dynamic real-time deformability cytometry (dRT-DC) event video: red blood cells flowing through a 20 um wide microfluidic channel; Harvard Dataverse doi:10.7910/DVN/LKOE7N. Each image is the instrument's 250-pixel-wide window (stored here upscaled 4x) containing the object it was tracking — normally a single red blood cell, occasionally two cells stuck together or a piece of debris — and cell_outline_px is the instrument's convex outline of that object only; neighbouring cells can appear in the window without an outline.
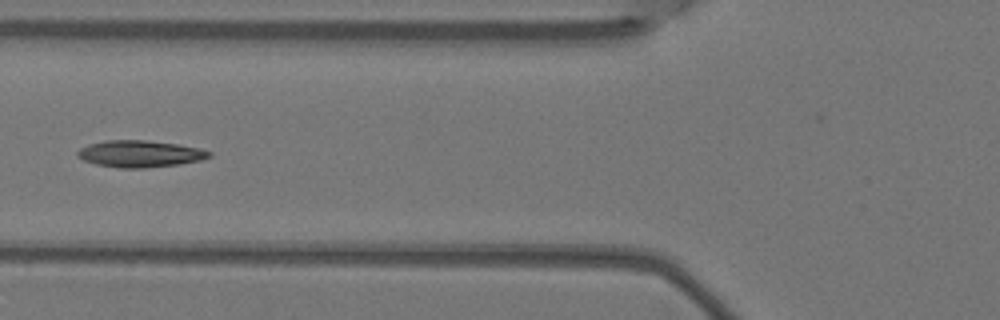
{"species": "Egyptian fruit bat (a non-hibernating species)", "species_latin": "Rousettus aegyptiacus", "temperature_condition": "warm", "stored_images_in_passage": 9, "camera_frame_rate_fps": 3000, "um_per_image_px": 0.085, "animal": {"sex": "female"}, "frame": {"image": 1, "passage_image": 6, "time_ms": 1.667, "image_size_px": [1000, 320], "cell_outline_px": [[212, 156], [200, 160], [180, 164], [144, 168], [120, 168], [96, 164], [84, 160], [76, 156], [76, 152], [80, 148], [88, 144], [104, 140], [144, 140], [176, 144], [196, 148], [212, 152]], "centroid_in_image_um": [11.85, 13.07], "position_along_channel_um": 113.9, "area_um2": 20.46}}
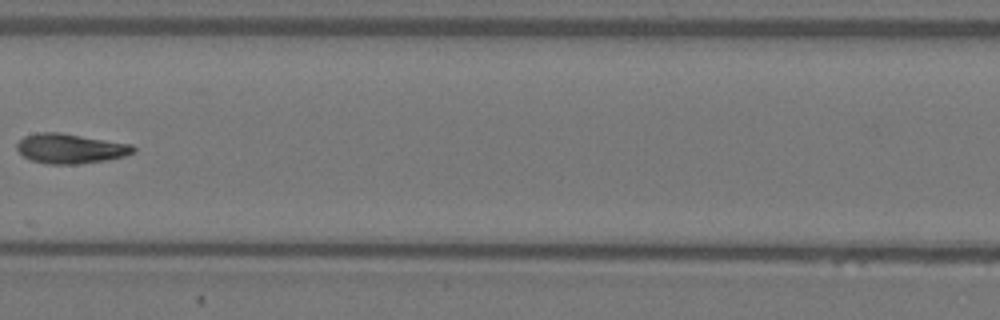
{"frame": {"image": 2, "passage_image": 8, "time_ms": 2.333, "image_size_px": [1000, 320], "cell_outline_px": [[136, 152], [124, 156], [108, 160], [80, 164], [48, 164], [32, 160], [24, 156], [16, 148], [16, 144], [24, 136], [40, 132], [60, 132], [132, 144], [136, 148]], "centroid_in_image_um": [6.02, 12.63], "position_along_channel_um": 201.4, "area_um2": 20.29}}
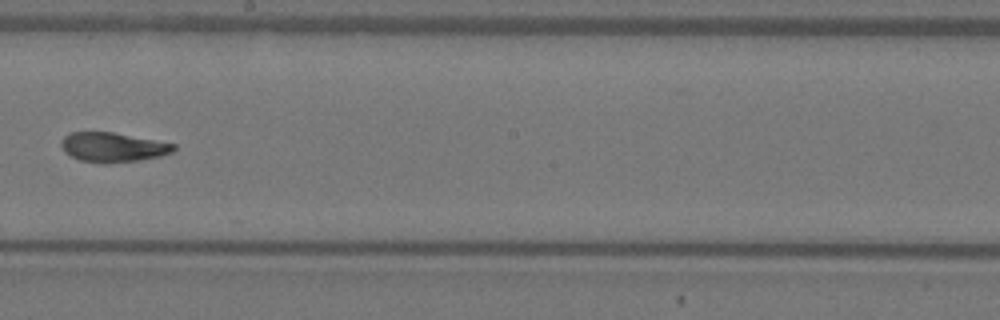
{"frame": {"image": 3, "passage_image": 9, "time_ms": 2.667, "image_size_px": [1000, 320], "cell_outline_px": [[176, 148], [172, 152], [160, 156], [140, 160], [104, 164], [80, 160], [64, 152], [60, 144], [60, 140], [64, 136], [72, 132], [112, 132], [176, 144]], "centroid_in_image_um": [9.57, 12.52], "position_along_channel_um": 238.6, "area_um2": 19.36}}